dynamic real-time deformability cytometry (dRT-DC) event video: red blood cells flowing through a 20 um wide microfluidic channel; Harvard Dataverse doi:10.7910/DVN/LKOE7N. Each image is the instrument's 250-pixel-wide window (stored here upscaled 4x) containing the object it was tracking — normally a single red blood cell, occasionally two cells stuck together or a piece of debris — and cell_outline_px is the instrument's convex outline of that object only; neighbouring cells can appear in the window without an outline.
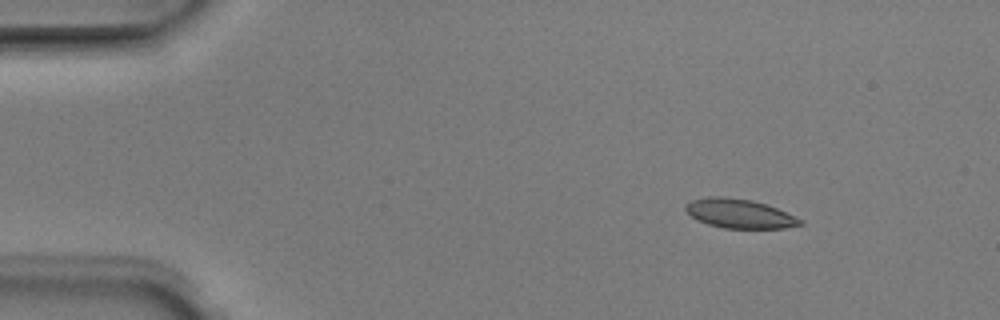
{"species": "Egyptian fruit bat (a non-hibernating species)", "species_latin": "Rousettus aegyptiacus", "temperature_condition": "room temperature", "stored_images_in_passage": 3, "camera_frame_rate_fps": 3000, "um_per_image_px": 0.085, "animal": {"sex": "male"}, "frame": {"image": 1, "passage_image": 2, "time_ms": 0.333, "image_size_px": [1000, 320], "cell_outline_px": [[804, 224], [784, 228], [724, 228], [708, 224], [692, 216], [684, 208], [692, 200], [708, 196], [720, 196], [752, 200], [776, 208], [804, 220]], "centroid_in_image_um": [62.89, 18.15], "position_along_channel_um": 22.1, "area_um2": 19.19}}